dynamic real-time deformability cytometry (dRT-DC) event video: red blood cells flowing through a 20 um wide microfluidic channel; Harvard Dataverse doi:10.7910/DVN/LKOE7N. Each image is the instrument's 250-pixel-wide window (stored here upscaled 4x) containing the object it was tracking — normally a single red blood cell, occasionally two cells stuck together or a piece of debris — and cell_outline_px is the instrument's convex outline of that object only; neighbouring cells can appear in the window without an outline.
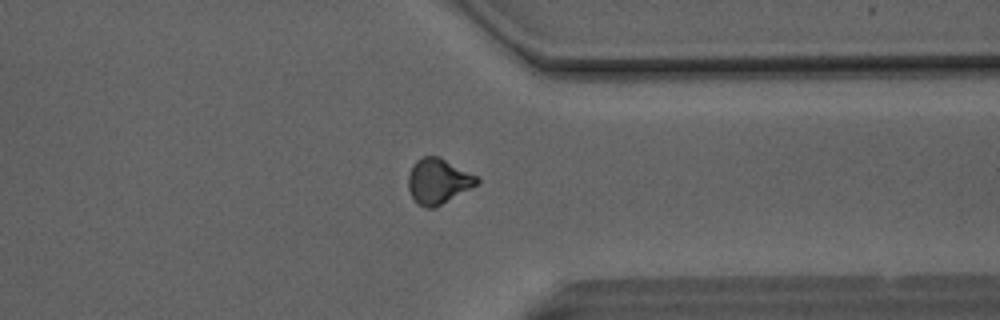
{"species": "Egyptian fruit bat (a non-hibernating species)", "species_latin": "Rousettus aegyptiacus", "temperature_condition": "room temperature", "stored_images_in_passage": 50, "camera_frame_rate_fps": 3000, "um_per_image_px": 0.085, "animal": {"sex": "male"}, "frame": {"image": 1, "passage_image": 39, "time_ms": 12.667, "image_size_px": [1000, 320], "cell_outline_px": [[480, 180], [476, 184], [440, 204], [432, 208], [424, 208], [416, 204], [408, 188], [408, 176], [412, 164], [416, 160], [424, 156], [440, 156], [480, 176]], "centroid_in_image_um": [37.23, 15.36], "position_along_channel_um": 374.2, "area_um2": 18.15}}
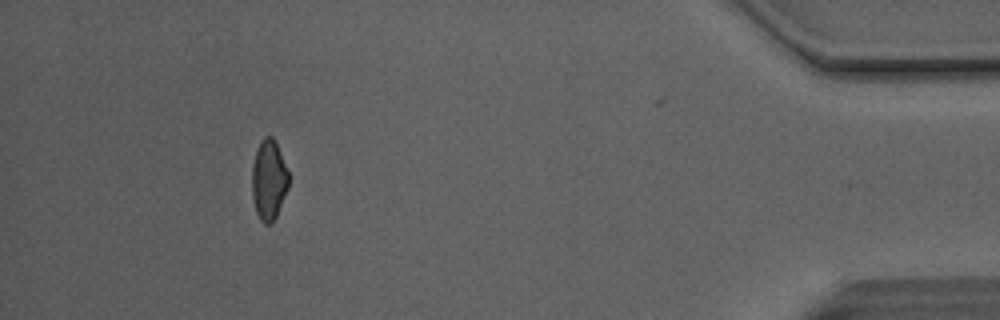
{"frame": {"image": 2, "passage_image": 46, "time_ms": 15.0, "image_size_px": [1000, 320], "cell_outline_px": [[288, 188], [276, 216], [272, 224], [264, 224], [260, 220], [256, 212], [252, 196], [252, 164], [256, 148], [260, 140], [264, 136], [272, 136], [280, 152], [288, 172]], "centroid_in_image_um": [22.82, 15.29], "position_along_channel_um": 412.4, "area_um2": 17.17}, "authors_computed_cell_mechanics": {"area_um2": 18.2648, "velocity_mm_per_s": 4.143, "shape_relaxation_time_tau1_ms": null, "shape_relaxation_time_tau2_ms": 2.7382, "deformation_change_tau1": null, "deformation_change_tau2": 0.078}}